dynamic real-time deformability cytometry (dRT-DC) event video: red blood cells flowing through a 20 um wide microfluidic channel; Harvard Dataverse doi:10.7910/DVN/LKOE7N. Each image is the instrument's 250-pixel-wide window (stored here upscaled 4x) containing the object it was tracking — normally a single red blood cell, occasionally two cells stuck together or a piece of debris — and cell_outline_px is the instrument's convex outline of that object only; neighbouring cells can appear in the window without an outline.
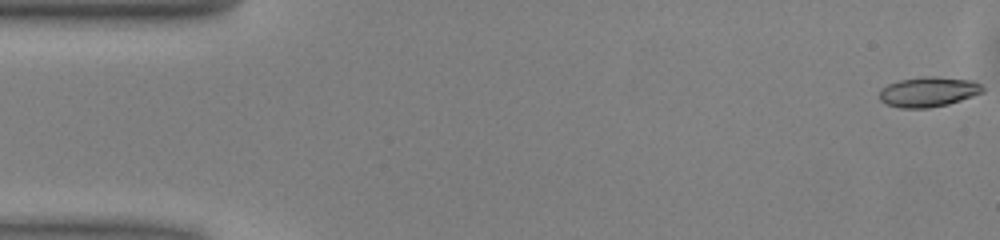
{"species": "common noctule bat (a hibernating species)", "species_latin": "Nyctalus noctula", "temperature_condition": "warm", "stored_images_in_passage": 12, "camera_frame_rate_fps": 3000, "um_per_image_px": 0.085, "animal": {"sex": "male", "body_mass_g": 13.0, "forearm_length_mm": 53.1}, "frame": {"image": 1, "passage_image": 1, "time_ms": 0.0, "image_size_px": [1000, 240], "cell_outline_px": [[984, 92], [948, 104], [928, 108], [900, 108], [884, 104], [880, 100], [880, 88], [888, 84], [900, 80], [920, 76], [936, 76], [972, 80], [980, 84], [984, 88]], "centroid_in_image_um": [78.89, 7.8], "position_along_channel_um": 6.1, "area_um2": 18.21}}